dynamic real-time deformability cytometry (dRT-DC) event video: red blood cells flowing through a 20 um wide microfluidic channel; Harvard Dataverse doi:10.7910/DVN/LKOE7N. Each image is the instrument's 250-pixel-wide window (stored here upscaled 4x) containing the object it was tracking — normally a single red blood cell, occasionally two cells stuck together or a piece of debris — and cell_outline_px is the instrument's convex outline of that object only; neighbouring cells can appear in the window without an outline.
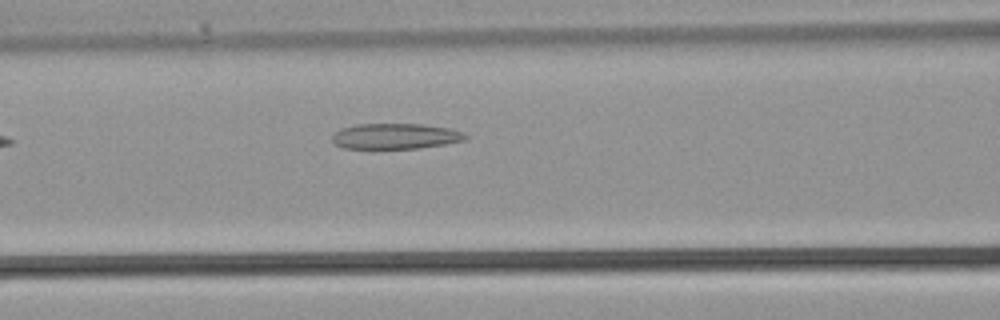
{"species": "common noctule bat (a hibernating species)", "species_latin": "Nyctalus noctula", "temperature_condition": "warm", "stored_images_in_passage": 24, "camera_frame_rate_fps": 3000, "um_per_image_px": 0.085, "animal": {"sex": "male", "body_mass_g": 21.5, "forearm_length_mm": 52.0}, "frame": {"image": 1, "passage_image": 5, "time_ms": 1.333, "image_size_px": [1000, 320], "cell_outline_px": [[468, 136], [464, 140], [444, 144], [420, 148], [344, 148], [336, 144], [332, 140], [332, 136], [340, 128], [356, 124], [424, 124], [448, 128], [460, 132]], "centroid_in_image_um": [33.58, 11.57], "position_along_channel_um": 133.0, "area_um2": 19.65}}
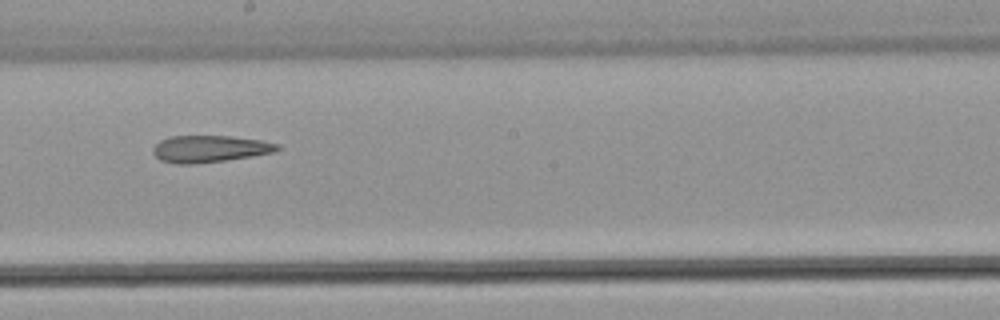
{"frame": {"image": 2, "passage_image": 10, "time_ms": 3.0, "image_size_px": [1000, 320], "cell_outline_px": [[280, 148], [276, 152], [252, 156], [196, 164], [176, 164], [160, 160], [152, 152], [152, 148], [160, 140], [172, 136], [232, 136], [260, 140], [280, 144]], "centroid_in_image_um": [17.83, 12.65], "position_along_channel_um": 230.4, "area_um2": 19.54}}
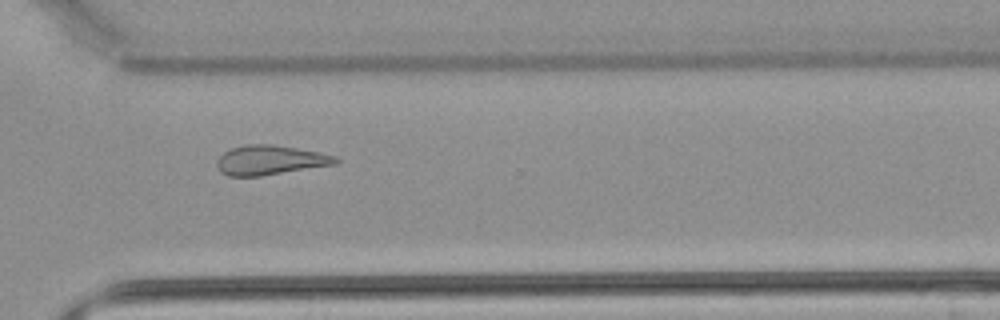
{"frame": {"image": 3, "passage_image": 16, "time_ms": 5.0, "image_size_px": [1000, 320], "cell_outline_px": [[340, 160], [336, 164], [260, 176], [228, 176], [220, 172], [216, 164], [216, 160], [224, 152], [232, 148], [248, 144], [272, 144], [320, 152], [336, 156]], "centroid_in_image_um": [22.95, 13.61], "position_along_channel_um": 347.6, "area_um2": 20.4}}